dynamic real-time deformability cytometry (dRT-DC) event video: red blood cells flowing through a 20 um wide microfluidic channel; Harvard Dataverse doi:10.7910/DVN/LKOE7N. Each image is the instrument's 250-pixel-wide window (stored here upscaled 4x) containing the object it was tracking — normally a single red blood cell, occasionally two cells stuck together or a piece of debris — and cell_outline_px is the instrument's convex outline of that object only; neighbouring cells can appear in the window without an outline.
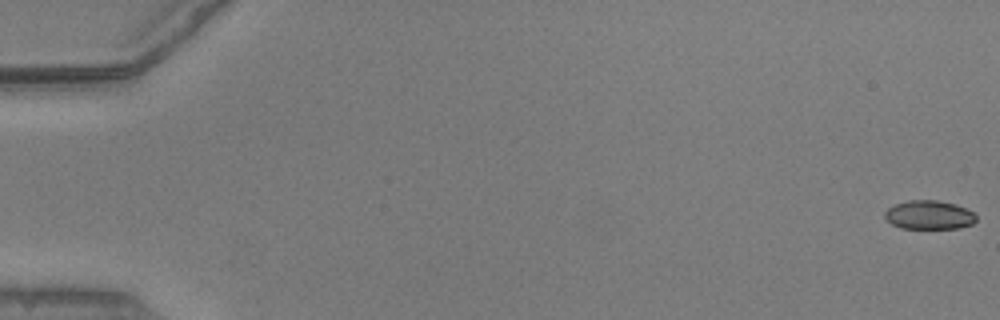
{"species": "common noctule bat (a hibernating species)", "species_latin": "Nyctalus noctula", "temperature_condition": "warm", "stored_images_in_passage": 54, "camera_frame_rate_fps": 3000, "um_per_image_px": 0.085, "animal": {"sex": "male", "body_mass_g": 20.5, "forearm_length_mm": 52.5}, "frame": {"image": 1, "passage_image": 1, "time_ms": 0.0, "image_size_px": [1000, 320], "cell_outline_px": [[976, 220], [972, 224], [960, 228], [900, 228], [892, 224], [884, 216], [884, 212], [888, 208], [896, 204], [908, 200], [936, 200], [956, 204], [972, 212], [976, 216]], "centroid_in_image_um": [78.97, 18.27], "position_along_channel_um": 6.0, "area_um2": 15.26}}
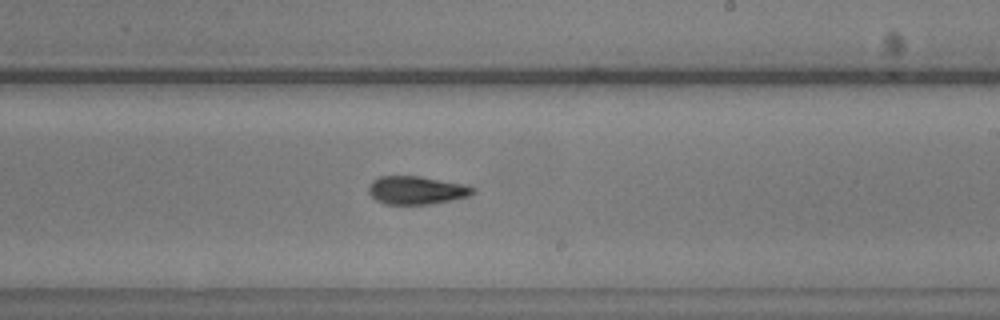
{"frame": {"image": 2, "passage_image": 33, "time_ms": 10.667, "image_size_px": [1000, 320], "cell_outline_px": [[476, 192], [468, 196], [428, 204], [384, 204], [376, 200], [368, 192], [368, 184], [372, 180], [380, 176], [420, 176], [464, 184], [476, 188]], "centroid_in_image_um": [35.37, 16.16], "position_along_channel_um": 253.6, "area_um2": 17.11}}
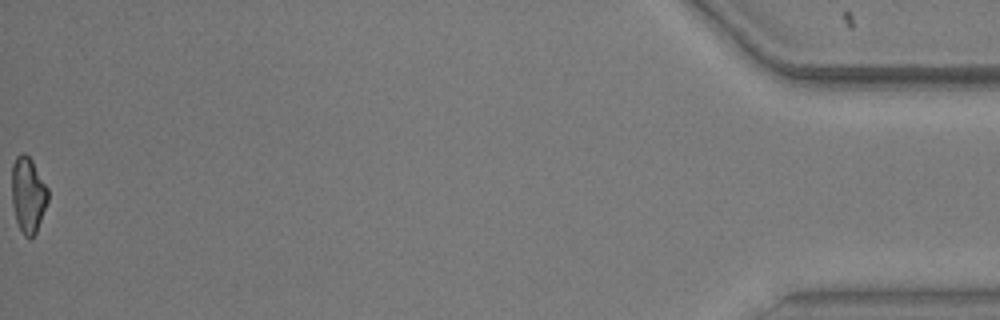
{"frame": {"image": 3, "passage_image": 54, "time_ms": 17.667, "image_size_px": [1000, 320], "cell_outline_px": [[48, 200], [36, 232], [32, 240], [28, 240], [24, 236], [16, 220], [12, 204], [12, 164], [16, 156], [20, 152], [24, 152], [32, 160], [48, 188]], "centroid_in_image_um": [2.38, 16.56], "position_along_channel_um": 432.8, "area_um2": 16.07}, "authors_computed_cell_mechanics": {"area_um2": 16.7331, "velocity_mm_per_s": 3.9158, "shape_relaxation_time_tau1_ms": 5.9849, "shape_relaxation_time_tau2_ms": 3.0097, "deformation_change_tau1": 0.1941, "deformation_change_tau2": 0.1186}}